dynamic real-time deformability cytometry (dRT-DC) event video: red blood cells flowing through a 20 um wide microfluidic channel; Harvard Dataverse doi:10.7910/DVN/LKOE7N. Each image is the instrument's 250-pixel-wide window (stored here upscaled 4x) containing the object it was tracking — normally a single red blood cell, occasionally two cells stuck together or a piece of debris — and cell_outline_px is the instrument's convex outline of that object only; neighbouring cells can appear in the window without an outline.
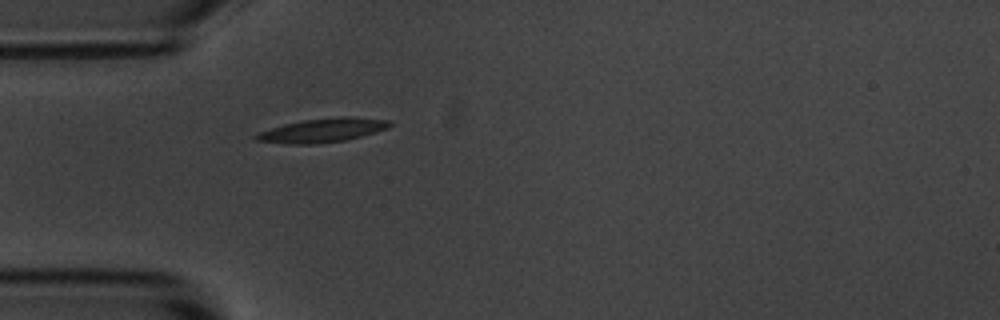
{"species": "common noctule bat (a hibernating species)", "species_latin": "Nyctalus noctula", "temperature_condition": "room temperature", "stored_images_in_passage": 1, "camera_frame_rate_fps": 3000, "um_per_image_px": 0.085, "animal": {"sex": "male", "body_mass_g": 20.1, "forearm_length_mm": 53.5}, "frame": {"image": 1, "passage_image": 1, "time_ms": 0.0, "image_size_px": [1000, 320], "cell_outline_px": [[392, 124], [388, 128], [376, 132], [348, 140], [316, 144], [288, 144], [252, 140], [252, 136], [256, 132], [284, 124], [304, 120], [340, 116], [344, 116], [392, 120]], "centroid_in_image_um": [27.38, 11.08], "position_along_channel_um": 57.6, "area_um2": 18.96}}